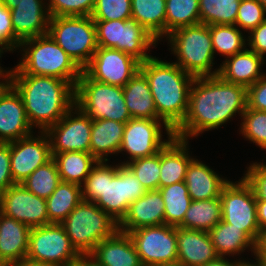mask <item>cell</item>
Listing matches in <instances>:
<instances>
[{"label": "cell", "instance_id": "cell-1", "mask_svg": "<svg viewBox=\"0 0 266 266\" xmlns=\"http://www.w3.org/2000/svg\"><path fill=\"white\" fill-rule=\"evenodd\" d=\"M247 88L227 82L219 75L195 77L189 93V107L174 136L188 140L204 131L218 129L247 107Z\"/></svg>", "mask_w": 266, "mask_h": 266}, {"label": "cell", "instance_id": "cell-2", "mask_svg": "<svg viewBox=\"0 0 266 266\" xmlns=\"http://www.w3.org/2000/svg\"><path fill=\"white\" fill-rule=\"evenodd\" d=\"M10 84L21 96L32 128L46 131L75 106V87L66 80L11 73Z\"/></svg>", "mask_w": 266, "mask_h": 266}, {"label": "cell", "instance_id": "cell-3", "mask_svg": "<svg viewBox=\"0 0 266 266\" xmlns=\"http://www.w3.org/2000/svg\"><path fill=\"white\" fill-rule=\"evenodd\" d=\"M146 193L139 179L126 166L97 161L81 184L82 200L95 203L118 223L128 207Z\"/></svg>", "mask_w": 266, "mask_h": 266}, {"label": "cell", "instance_id": "cell-4", "mask_svg": "<svg viewBox=\"0 0 266 266\" xmlns=\"http://www.w3.org/2000/svg\"><path fill=\"white\" fill-rule=\"evenodd\" d=\"M147 78L158 117L174 132L184 121L194 77L174 62L151 57L140 63Z\"/></svg>", "mask_w": 266, "mask_h": 266}, {"label": "cell", "instance_id": "cell-5", "mask_svg": "<svg viewBox=\"0 0 266 266\" xmlns=\"http://www.w3.org/2000/svg\"><path fill=\"white\" fill-rule=\"evenodd\" d=\"M19 47L24 53L12 73L53 76L76 86L83 70L48 33L23 40Z\"/></svg>", "mask_w": 266, "mask_h": 266}, {"label": "cell", "instance_id": "cell-6", "mask_svg": "<svg viewBox=\"0 0 266 266\" xmlns=\"http://www.w3.org/2000/svg\"><path fill=\"white\" fill-rule=\"evenodd\" d=\"M166 38L178 60L174 63L183 71L194 78L218 75L219 69L212 71L215 54L208 25L182 27L171 32Z\"/></svg>", "mask_w": 266, "mask_h": 266}, {"label": "cell", "instance_id": "cell-7", "mask_svg": "<svg viewBox=\"0 0 266 266\" xmlns=\"http://www.w3.org/2000/svg\"><path fill=\"white\" fill-rule=\"evenodd\" d=\"M80 255H89L102 240L118 230V222L95 203L82 200L60 223Z\"/></svg>", "mask_w": 266, "mask_h": 266}, {"label": "cell", "instance_id": "cell-8", "mask_svg": "<svg viewBox=\"0 0 266 266\" xmlns=\"http://www.w3.org/2000/svg\"><path fill=\"white\" fill-rule=\"evenodd\" d=\"M75 106L91 120L108 119L127 123L131 119L123 87L97 82L84 71L75 86Z\"/></svg>", "mask_w": 266, "mask_h": 266}, {"label": "cell", "instance_id": "cell-9", "mask_svg": "<svg viewBox=\"0 0 266 266\" xmlns=\"http://www.w3.org/2000/svg\"><path fill=\"white\" fill-rule=\"evenodd\" d=\"M48 34L83 70L98 49L91 16L50 17Z\"/></svg>", "mask_w": 266, "mask_h": 266}, {"label": "cell", "instance_id": "cell-10", "mask_svg": "<svg viewBox=\"0 0 266 266\" xmlns=\"http://www.w3.org/2000/svg\"><path fill=\"white\" fill-rule=\"evenodd\" d=\"M97 44L102 48H114L134 57L140 63L150 59L147 53L158 40L134 18L126 20H94Z\"/></svg>", "mask_w": 266, "mask_h": 266}, {"label": "cell", "instance_id": "cell-11", "mask_svg": "<svg viewBox=\"0 0 266 266\" xmlns=\"http://www.w3.org/2000/svg\"><path fill=\"white\" fill-rule=\"evenodd\" d=\"M80 256L60 224L30 229L27 259L51 266H72Z\"/></svg>", "mask_w": 266, "mask_h": 266}, {"label": "cell", "instance_id": "cell-12", "mask_svg": "<svg viewBox=\"0 0 266 266\" xmlns=\"http://www.w3.org/2000/svg\"><path fill=\"white\" fill-rule=\"evenodd\" d=\"M143 266H177L176 227L154 225L128 232Z\"/></svg>", "mask_w": 266, "mask_h": 266}, {"label": "cell", "instance_id": "cell-13", "mask_svg": "<svg viewBox=\"0 0 266 266\" xmlns=\"http://www.w3.org/2000/svg\"><path fill=\"white\" fill-rule=\"evenodd\" d=\"M237 182L229 181L221 192L222 220L240 228L255 242L260 230L256 197L243 177Z\"/></svg>", "mask_w": 266, "mask_h": 266}, {"label": "cell", "instance_id": "cell-14", "mask_svg": "<svg viewBox=\"0 0 266 266\" xmlns=\"http://www.w3.org/2000/svg\"><path fill=\"white\" fill-rule=\"evenodd\" d=\"M161 126L165 127L168 140L162 139ZM173 136L174 132L161 119L131 118L125 125L119 150V153L124 151L130 155L129 161H124L121 165L158 153Z\"/></svg>", "mask_w": 266, "mask_h": 266}, {"label": "cell", "instance_id": "cell-15", "mask_svg": "<svg viewBox=\"0 0 266 266\" xmlns=\"http://www.w3.org/2000/svg\"><path fill=\"white\" fill-rule=\"evenodd\" d=\"M91 127L92 120L77 106L72 107L56 124L45 131L50 141L51 153H90Z\"/></svg>", "mask_w": 266, "mask_h": 266}, {"label": "cell", "instance_id": "cell-16", "mask_svg": "<svg viewBox=\"0 0 266 266\" xmlns=\"http://www.w3.org/2000/svg\"><path fill=\"white\" fill-rule=\"evenodd\" d=\"M140 70V62L114 48L98 47L83 71L93 80L123 87Z\"/></svg>", "mask_w": 266, "mask_h": 266}, {"label": "cell", "instance_id": "cell-17", "mask_svg": "<svg viewBox=\"0 0 266 266\" xmlns=\"http://www.w3.org/2000/svg\"><path fill=\"white\" fill-rule=\"evenodd\" d=\"M0 213L30 228L51 224L46 199L31 193L23 184H14L0 194Z\"/></svg>", "mask_w": 266, "mask_h": 266}, {"label": "cell", "instance_id": "cell-18", "mask_svg": "<svg viewBox=\"0 0 266 266\" xmlns=\"http://www.w3.org/2000/svg\"><path fill=\"white\" fill-rule=\"evenodd\" d=\"M40 136H29L10 142L11 175L15 184H21L38 167L52 159L50 141L45 131Z\"/></svg>", "mask_w": 266, "mask_h": 266}, {"label": "cell", "instance_id": "cell-19", "mask_svg": "<svg viewBox=\"0 0 266 266\" xmlns=\"http://www.w3.org/2000/svg\"><path fill=\"white\" fill-rule=\"evenodd\" d=\"M22 98L10 84L0 94V143H10L32 134Z\"/></svg>", "mask_w": 266, "mask_h": 266}, {"label": "cell", "instance_id": "cell-20", "mask_svg": "<svg viewBox=\"0 0 266 266\" xmlns=\"http://www.w3.org/2000/svg\"><path fill=\"white\" fill-rule=\"evenodd\" d=\"M165 203L160 190H150L129 205L118 223L119 231L128 233L141 227L164 225Z\"/></svg>", "mask_w": 266, "mask_h": 266}, {"label": "cell", "instance_id": "cell-21", "mask_svg": "<svg viewBox=\"0 0 266 266\" xmlns=\"http://www.w3.org/2000/svg\"><path fill=\"white\" fill-rule=\"evenodd\" d=\"M177 266H204L219 256L208 232L176 227Z\"/></svg>", "mask_w": 266, "mask_h": 266}, {"label": "cell", "instance_id": "cell-22", "mask_svg": "<svg viewBox=\"0 0 266 266\" xmlns=\"http://www.w3.org/2000/svg\"><path fill=\"white\" fill-rule=\"evenodd\" d=\"M43 2V0H22L10 10L14 35L20 41L48 33L50 15L48 6Z\"/></svg>", "mask_w": 266, "mask_h": 266}, {"label": "cell", "instance_id": "cell-23", "mask_svg": "<svg viewBox=\"0 0 266 266\" xmlns=\"http://www.w3.org/2000/svg\"><path fill=\"white\" fill-rule=\"evenodd\" d=\"M101 266H143L128 233L117 231L89 254Z\"/></svg>", "mask_w": 266, "mask_h": 266}, {"label": "cell", "instance_id": "cell-24", "mask_svg": "<svg viewBox=\"0 0 266 266\" xmlns=\"http://www.w3.org/2000/svg\"><path fill=\"white\" fill-rule=\"evenodd\" d=\"M265 61L263 56L246 48L240 53L227 57L220 64L218 75L227 82L247 88L264 75V72L260 71L263 64H266Z\"/></svg>", "mask_w": 266, "mask_h": 266}, {"label": "cell", "instance_id": "cell-25", "mask_svg": "<svg viewBox=\"0 0 266 266\" xmlns=\"http://www.w3.org/2000/svg\"><path fill=\"white\" fill-rule=\"evenodd\" d=\"M30 227L0 213V266H8L27 256Z\"/></svg>", "mask_w": 266, "mask_h": 266}, {"label": "cell", "instance_id": "cell-26", "mask_svg": "<svg viewBox=\"0 0 266 266\" xmlns=\"http://www.w3.org/2000/svg\"><path fill=\"white\" fill-rule=\"evenodd\" d=\"M188 140L173 136L160 150L159 188L185 181L187 167L193 159Z\"/></svg>", "mask_w": 266, "mask_h": 266}, {"label": "cell", "instance_id": "cell-27", "mask_svg": "<svg viewBox=\"0 0 266 266\" xmlns=\"http://www.w3.org/2000/svg\"><path fill=\"white\" fill-rule=\"evenodd\" d=\"M229 180L221 178L202 161L193 158L186 171L185 183L192 200H206L221 196Z\"/></svg>", "mask_w": 266, "mask_h": 266}, {"label": "cell", "instance_id": "cell-28", "mask_svg": "<svg viewBox=\"0 0 266 266\" xmlns=\"http://www.w3.org/2000/svg\"><path fill=\"white\" fill-rule=\"evenodd\" d=\"M125 125L108 119L92 120L90 154L97 161L107 162L108 154L119 153Z\"/></svg>", "mask_w": 266, "mask_h": 266}, {"label": "cell", "instance_id": "cell-29", "mask_svg": "<svg viewBox=\"0 0 266 266\" xmlns=\"http://www.w3.org/2000/svg\"><path fill=\"white\" fill-rule=\"evenodd\" d=\"M123 94L131 118L160 119L147 78L141 70L123 86Z\"/></svg>", "mask_w": 266, "mask_h": 266}, {"label": "cell", "instance_id": "cell-30", "mask_svg": "<svg viewBox=\"0 0 266 266\" xmlns=\"http://www.w3.org/2000/svg\"><path fill=\"white\" fill-rule=\"evenodd\" d=\"M219 257L241 254L250 248L254 253L255 242L240 228L221 220L208 232ZM241 252V253H240Z\"/></svg>", "mask_w": 266, "mask_h": 266}, {"label": "cell", "instance_id": "cell-31", "mask_svg": "<svg viewBox=\"0 0 266 266\" xmlns=\"http://www.w3.org/2000/svg\"><path fill=\"white\" fill-rule=\"evenodd\" d=\"M62 182L81 185L97 160L88 152L51 153Z\"/></svg>", "mask_w": 266, "mask_h": 266}, {"label": "cell", "instance_id": "cell-32", "mask_svg": "<svg viewBox=\"0 0 266 266\" xmlns=\"http://www.w3.org/2000/svg\"><path fill=\"white\" fill-rule=\"evenodd\" d=\"M165 5L166 0H131L132 18L157 40L165 36Z\"/></svg>", "mask_w": 266, "mask_h": 266}, {"label": "cell", "instance_id": "cell-33", "mask_svg": "<svg viewBox=\"0 0 266 266\" xmlns=\"http://www.w3.org/2000/svg\"><path fill=\"white\" fill-rule=\"evenodd\" d=\"M221 220L220 197L192 200L183 222L178 227L209 232Z\"/></svg>", "mask_w": 266, "mask_h": 266}, {"label": "cell", "instance_id": "cell-34", "mask_svg": "<svg viewBox=\"0 0 266 266\" xmlns=\"http://www.w3.org/2000/svg\"><path fill=\"white\" fill-rule=\"evenodd\" d=\"M81 201V185L61 181L46 199L49 222L60 224Z\"/></svg>", "mask_w": 266, "mask_h": 266}, {"label": "cell", "instance_id": "cell-35", "mask_svg": "<svg viewBox=\"0 0 266 266\" xmlns=\"http://www.w3.org/2000/svg\"><path fill=\"white\" fill-rule=\"evenodd\" d=\"M159 190L165 203V224L178 227L183 222L192 202L185 181L159 188Z\"/></svg>", "mask_w": 266, "mask_h": 266}, {"label": "cell", "instance_id": "cell-36", "mask_svg": "<svg viewBox=\"0 0 266 266\" xmlns=\"http://www.w3.org/2000/svg\"><path fill=\"white\" fill-rule=\"evenodd\" d=\"M165 37L176 29L201 24L199 0H166Z\"/></svg>", "mask_w": 266, "mask_h": 266}, {"label": "cell", "instance_id": "cell-37", "mask_svg": "<svg viewBox=\"0 0 266 266\" xmlns=\"http://www.w3.org/2000/svg\"><path fill=\"white\" fill-rule=\"evenodd\" d=\"M241 0H199L201 24L235 25Z\"/></svg>", "mask_w": 266, "mask_h": 266}, {"label": "cell", "instance_id": "cell-38", "mask_svg": "<svg viewBox=\"0 0 266 266\" xmlns=\"http://www.w3.org/2000/svg\"><path fill=\"white\" fill-rule=\"evenodd\" d=\"M214 53L226 58L246 49V39L236 25H208Z\"/></svg>", "mask_w": 266, "mask_h": 266}, {"label": "cell", "instance_id": "cell-39", "mask_svg": "<svg viewBox=\"0 0 266 266\" xmlns=\"http://www.w3.org/2000/svg\"><path fill=\"white\" fill-rule=\"evenodd\" d=\"M61 183L57 165L53 159L38 167L21 184L38 197L47 199Z\"/></svg>", "mask_w": 266, "mask_h": 266}, {"label": "cell", "instance_id": "cell-40", "mask_svg": "<svg viewBox=\"0 0 266 266\" xmlns=\"http://www.w3.org/2000/svg\"><path fill=\"white\" fill-rule=\"evenodd\" d=\"M125 165L139 179L146 191L159 190L160 151L148 157L134 159Z\"/></svg>", "mask_w": 266, "mask_h": 266}, {"label": "cell", "instance_id": "cell-41", "mask_svg": "<svg viewBox=\"0 0 266 266\" xmlns=\"http://www.w3.org/2000/svg\"><path fill=\"white\" fill-rule=\"evenodd\" d=\"M240 132L247 140L266 150V111L246 107Z\"/></svg>", "mask_w": 266, "mask_h": 266}, {"label": "cell", "instance_id": "cell-42", "mask_svg": "<svg viewBox=\"0 0 266 266\" xmlns=\"http://www.w3.org/2000/svg\"><path fill=\"white\" fill-rule=\"evenodd\" d=\"M93 20H126L132 18L131 0H95Z\"/></svg>", "mask_w": 266, "mask_h": 266}, {"label": "cell", "instance_id": "cell-43", "mask_svg": "<svg viewBox=\"0 0 266 266\" xmlns=\"http://www.w3.org/2000/svg\"><path fill=\"white\" fill-rule=\"evenodd\" d=\"M265 16L266 10L258 0H241L235 25L250 32L266 20Z\"/></svg>", "mask_w": 266, "mask_h": 266}, {"label": "cell", "instance_id": "cell-44", "mask_svg": "<svg viewBox=\"0 0 266 266\" xmlns=\"http://www.w3.org/2000/svg\"><path fill=\"white\" fill-rule=\"evenodd\" d=\"M50 17L91 16L95 0H48Z\"/></svg>", "mask_w": 266, "mask_h": 266}, {"label": "cell", "instance_id": "cell-45", "mask_svg": "<svg viewBox=\"0 0 266 266\" xmlns=\"http://www.w3.org/2000/svg\"><path fill=\"white\" fill-rule=\"evenodd\" d=\"M20 42L14 35L10 10L0 2V48L11 52L19 49Z\"/></svg>", "mask_w": 266, "mask_h": 266}, {"label": "cell", "instance_id": "cell-46", "mask_svg": "<svg viewBox=\"0 0 266 266\" xmlns=\"http://www.w3.org/2000/svg\"><path fill=\"white\" fill-rule=\"evenodd\" d=\"M242 177L252 187L256 200H266V164H250L245 176Z\"/></svg>", "mask_w": 266, "mask_h": 266}, {"label": "cell", "instance_id": "cell-47", "mask_svg": "<svg viewBox=\"0 0 266 266\" xmlns=\"http://www.w3.org/2000/svg\"><path fill=\"white\" fill-rule=\"evenodd\" d=\"M247 107L258 111H266V74L253 85L247 87Z\"/></svg>", "mask_w": 266, "mask_h": 266}, {"label": "cell", "instance_id": "cell-48", "mask_svg": "<svg viewBox=\"0 0 266 266\" xmlns=\"http://www.w3.org/2000/svg\"><path fill=\"white\" fill-rule=\"evenodd\" d=\"M14 184L11 175L9 143H0V194Z\"/></svg>", "mask_w": 266, "mask_h": 266}, {"label": "cell", "instance_id": "cell-49", "mask_svg": "<svg viewBox=\"0 0 266 266\" xmlns=\"http://www.w3.org/2000/svg\"><path fill=\"white\" fill-rule=\"evenodd\" d=\"M248 43L250 50L264 56L266 54V20L256 28L248 32Z\"/></svg>", "mask_w": 266, "mask_h": 266}, {"label": "cell", "instance_id": "cell-50", "mask_svg": "<svg viewBox=\"0 0 266 266\" xmlns=\"http://www.w3.org/2000/svg\"><path fill=\"white\" fill-rule=\"evenodd\" d=\"M256 263L261 264L266 259V228L260 229L255 241L254 254Z\"/></svg>", "mask_w": 266, "mask_h": 266}, {"label": "cell", "instance_id": "cell-51", "mask_svg": "<svg viewBox=\"0 0 266 266\" xmlns=\"http://www.w3.org/2000/svg\"><path fill=\"white\" fill-rule=\"evenodd\" d=\"M259 229L266 228V200H256Z\"/></svg>", "mask_w": 266, "mask_h": 266}, {"label": "cell", "instance_id": "cell-52", "mask_svg": "<svg viewBox=\"0 0 266 266\" xmlns=\"http://www.w3.org/2000/svg\"><path fill=\"white\" fill-rule=\"evenodd\" d=\"M226 257H218L214 261H211L204 266H245L247 263H250V261L245 260H239L235 262L229 261V259H225Z\"/></svg>", "mask_w": 266, "mask_h": 266}, {"label": "cell", "instance_id": "cell-53", "mask_svg": "<svg viewBox=\"0 0 266 266\" xmlns=\"http://www.w3.org/2000/svg\"><path fill=\"white\" fill-rule=\"evenodd\" d=\"M72 266H101L90 255H81Z\"/></svg>", "mask_w": 266, "mask_h": 266}, {"label": "cell", "instance_id": "cell-54", "mask_svg": "<svg viewBox=\"0 0 266 266\" xmlns=\"http://www.w3.org/2000/svg\"><path fill=\"white\" fill-rule=\"evenodd\" d=\"M8 266H51V265L43 264V263H40V262L31 261V260L25 258L24 260H22V261H20L18 263H14V264H11V265H8Z\"/></svg>", "mask_w": 266, "mask_h": 266}, {"label": "cell", "instance_id": "cell-55", "mask_svg": "<svg viewBox=\"0 0 266 266\" xmlns=\"http://www.w3.org/2000/svg\"><path fill=\"white\" fill-rule=\"evenodd\" d=\"M22 0H0L1 4L7 9L15 8Z\"/></svg>", "mask_w": 266, "mask_h": 266}, {"label": "cell", "instance_id": "cell-56", "mask_svg": "<svg viewBox=\"0 0 266 266\" xmlns=\"http://www.w3.org/2000/svg\"><path fill=\"white\" fill-rule=\"evenodd\" d=\"M7 50L0 48V58L2 57V53L6 52ZM6 72V73H5ZM5 73V74H4ZM11 73H12V69H10L9 71L2 69V67L0 66V77L4 78V79H11Z\"/></svg>", "mask_w": 266, "mask_h": 266}, {"label": "cell", "instance_id": "cell-57", "mask_svg": "<svg viewBox=\"0 0 266 266\" xmlns=\"http://www.w3.org/2000/svg\"><path fill=\"white\" fill-rule=\"evenodd\" d=\"M10 83L11 79H2V81L0 82V94L5 90L7 86L10 85Z\"/></svg>", "mask_w": 266, "mask_h": 266}, {"label": "cell", "instance_id": "cell-58", "mask_svg": "<svg viewBox=\"0 0 266 266\" xmlns=\"http://www.w3.org/2000/svg\"><path fill=\"white\" fill-rule=\"evenodd\" d=\"M245 266H262V264L259 263H253V261L251 263H247Z\"/></svg>", "mask_w": 266, "mask_h": 266}, {"label": "cell", "instance_id": "cell-59", "mask_svg": "<svg viewBox=\"0 0 266 266\" xmlns=\"http://www.w3.org/2000/svg\"><path fill=\"white\" fill-rule=\"evenodd\" d=\"M266 10V0H258Z\"/></svg>", "mask_w": 266, "mask_h": 266}, {"label": "cell", "instance_id": "cell-60", "mask_svg": "<svg viewBox=\"0 0 266 266\" xmlns=\"http://www.w3.org/2000/svg\"><path fill=\"white\" fill-rule=\"evenodd\" d=\"M261 264L262 266H266V259Z\"/></svg>", "mask_w": 266, "mask_h": 266}]
</instances>
